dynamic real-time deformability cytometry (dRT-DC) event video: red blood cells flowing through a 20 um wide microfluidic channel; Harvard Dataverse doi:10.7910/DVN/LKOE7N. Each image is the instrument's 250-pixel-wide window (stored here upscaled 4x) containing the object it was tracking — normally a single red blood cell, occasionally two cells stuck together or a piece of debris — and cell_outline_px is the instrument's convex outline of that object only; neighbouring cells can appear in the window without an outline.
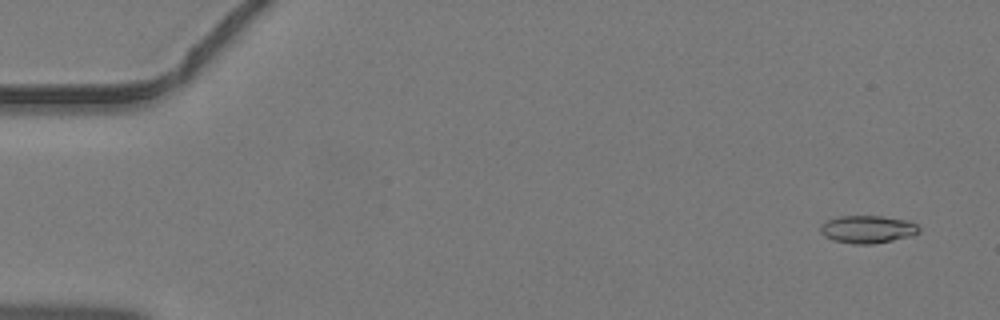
{"species": "common noctule bat (a hibernating species)", "species_latin": "Nyctalus noctula", "temperature_condition": "warm", "stored_images_in_passage": 45, "camera_frame_rate_fps": 3000, "um_per_image_px": 0.085, "animal": {"sex": "male", "body_mass_g": 19.2, "forearm_length_mm": 51.8}, "frame": {"image": 1, "passage_image": 3, "time_ms": 0.667, "image_size_px": [1000, 320], "cell_outline_px": [[920, 232], [912, 236], [872, 244], [852, 244], [832, 240], [824, 236], [820, 232], [820, 224], [828, 220], [840, 216], [884, 216], [908, 220], [916, 224], [920, 228]], "centroid_in_image_um": [73.75, 19.49], "position_along_channel_um": 11.3, "area_um2": 16.07}}
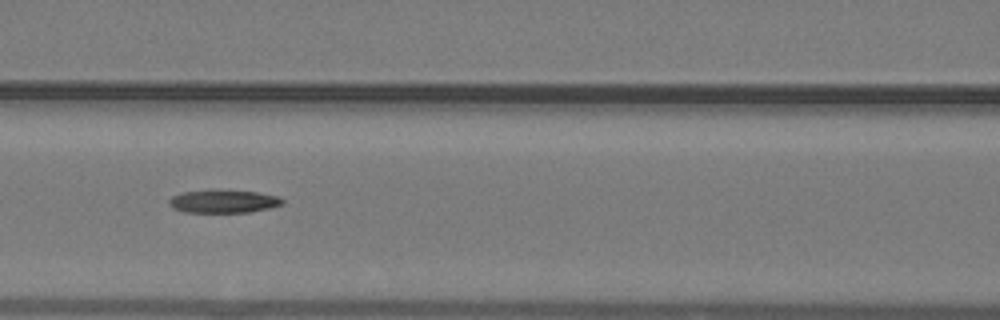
{"frame": {"image": 2, "passage_image": 21, "time_ms": 6.667, "image_size_px": [1000, 320], "cell_outline_px": [[284, 204], [268, 208], [248, 212], [184, 212], [172, 208], [168, 204], [168, 200], [172, 196], [184, 192], [212, 188], [256, 192], [276, 196], [284, 200]], "centroid_in_image_um": [18.94, 17.09], "position_along_channel_um": 147.7, "area_um2": 15.49}}
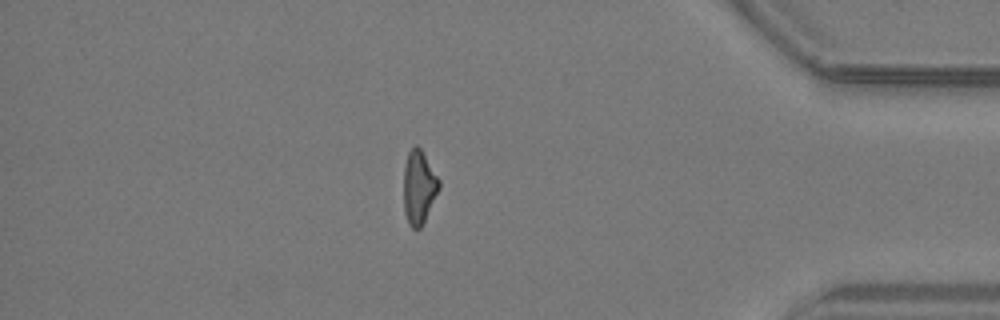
{"frame": {"image": 3, "passage_image": 40, "time_ms": 13.0, "image_size_px": [1000, 320], "cell_outline_px": [[440, 188], [420, 228], [412, 228], [408, 224], [404, 212], [404, 164], [408, 152], [416, 144], [420, 148], [440, 180]], "centroid_in_image_um": [35.59, 15.9], "position_along_channel_um": 399.6, "area_um2": 15.03}}